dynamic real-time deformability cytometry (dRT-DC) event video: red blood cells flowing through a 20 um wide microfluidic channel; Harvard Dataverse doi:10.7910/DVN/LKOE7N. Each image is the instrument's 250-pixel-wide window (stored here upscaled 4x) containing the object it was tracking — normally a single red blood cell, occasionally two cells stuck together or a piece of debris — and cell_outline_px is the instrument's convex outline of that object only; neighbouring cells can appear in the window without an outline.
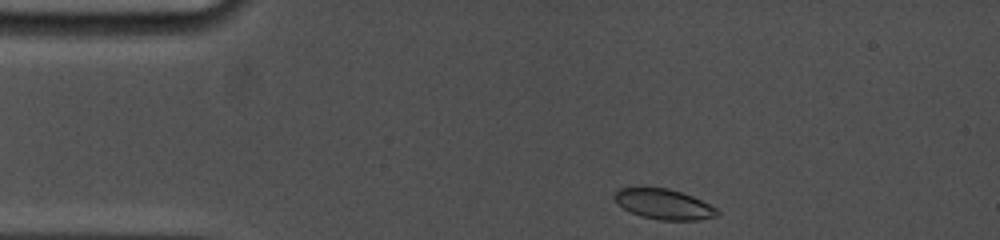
{"species": "common noctule bat (a hibernating species)", "species_latin": "Nyctalus noctula", "temperature_condition": "cold", "stored_images_in_passage": 54, "camera_frame_rate_fps": 5000, "um_per_image_px": 0.085, "animal": {"sex": "female", "body_mass_g": 19.0, "forearm_length_mm": 53.3}, "frame": {"image": 1, "passage_image": 1, "time_ms": 0.0, "image_size_px": [1000, 240], "cell_outline_px": [[720, 212], [716, 216], [696, 220], [660, 220], [644, 216], [632, 212], [616, 204], [612, 196], [616, 188], [668, 188], [692, 196], [716, 208]], "centroid_in_image_um": [56.38, 17.35], "position_along_channel_um": 28.6, "area_um2": 17.92}}
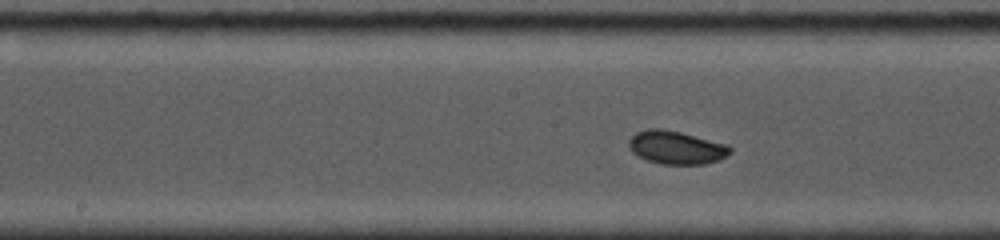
{"frame": {"image": 2, "passage_image": 25, "time_ms": 5.6, "image_size_px": [1000, 240], "cell_outline_px": [[732, 152], [720, 160], [704, 164], [660, 164], [648, 160], [632, 152], [628, 148], [628, 140], [636, 132], [648, 128], [664, 128], [728, 144], [732, 148]], "centroid_in_image_um": [57.49, 12.53], "position_along_channel_um": 190.7, "area_um2": 19.77}}
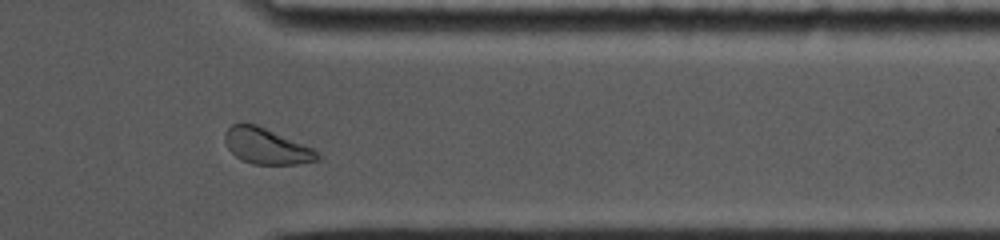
{"frame": {"image": 3, "passage_image": 47, "time_ms": 10.8, "image_size_px": [1000, 240], "cell_outline_px": [[320, 160], [300, 164], [252, 164], [240, 160], [228, 148], [224, 140], [224, 132], [232, 124], [256, 124], [312, 148], [320, 152]], "centroid_in_image_um": [22.65, 12.44], "position_along_channel_um": 388.7, "area_um2": 19.25}, "authors_computed_cell_mechanics": {"area_um2": 19.2474, "velocity_mm_per_s": 3.801, "shape_relaxation_time_tau1_ms": 3.2511, "shape_relaxation_time_tau2_ms": null, "deformation_change_tau1": 0.1032, "deformation_change_tau2": null}}